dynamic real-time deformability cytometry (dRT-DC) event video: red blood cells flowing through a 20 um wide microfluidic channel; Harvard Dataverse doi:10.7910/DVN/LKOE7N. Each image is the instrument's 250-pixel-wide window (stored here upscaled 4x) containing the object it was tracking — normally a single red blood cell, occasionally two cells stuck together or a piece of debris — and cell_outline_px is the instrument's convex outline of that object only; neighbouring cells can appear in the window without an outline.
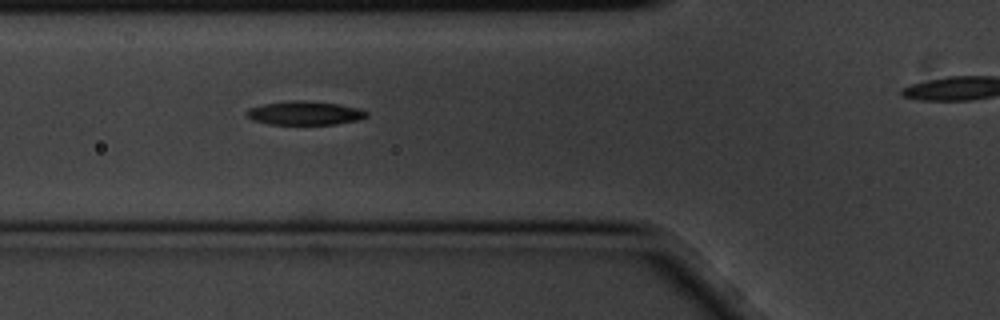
{"species": "common noctule bat (a hibernating species)", "species_latin": "Nyctalus noctula", "temperature_condition": "cold", "stored_images_in_passage": 6, "segment_of_instrument_passage": [1, 2], "camera_frame_rate_fps": 3000, "um_per_image_px": 0.085, "animal": {"sex": "male", "body_mass_g": 20.1, "forearm_length_mm": 53.5}, "frame": {"image": 1, "passage_image": 5, "time_ms": 1.333, "image_size_px": [1000, 320], "cell_outline_px": [[368, 116], [360, 120], [336, 124], [268, 124], [252, 120], [244, 116], [244, 112], [248, 108], [264, 104], [288, 100], [304, 100], [340, 104], [360, 108], [368, 112]], "centroid_in_image_um": [25.89, 9.6], "position_along_channel_um": 99.9, "area_um2": 16.94}}